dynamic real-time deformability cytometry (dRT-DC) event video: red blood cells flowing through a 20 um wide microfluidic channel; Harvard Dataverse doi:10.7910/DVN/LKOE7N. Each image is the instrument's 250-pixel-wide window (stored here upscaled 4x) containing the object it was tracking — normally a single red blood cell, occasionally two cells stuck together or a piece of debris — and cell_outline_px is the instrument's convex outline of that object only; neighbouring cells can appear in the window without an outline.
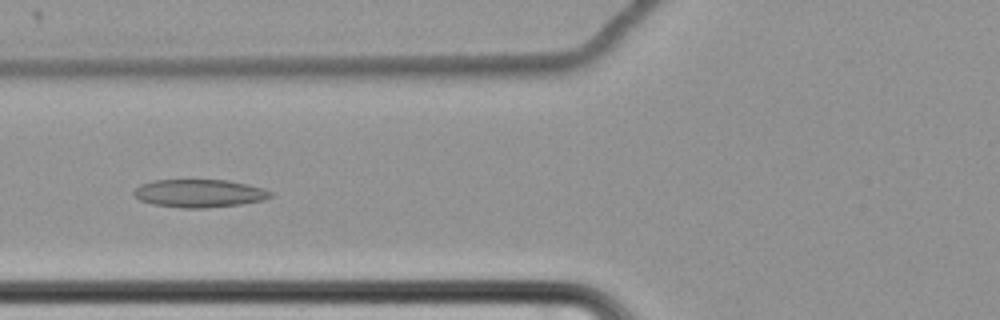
{"species": "common noctule bat (a hibernating species)", "species_latin": "Nyctalus noctula", "temperature_condition": "cold", "stored_images_in_passage": 61, "camera_frame_rate_fps": 3000, "um_per_image_px": 0.085, "animal": {"sex": "female", "body_mass_g": 22.7, "forearm_length_mm": 54.2}, "frame": {"image": 1, "passage_image": 25, "time_ms": 8.0, "image_size_px": [1000, 320], "cell_outline_px": [[272, 196], [264, 200], [240, 204], [204, 208], [184, 208], [152, 204], [140, 200], [132, 192], [140, 184], [152, 180], [228, 180], [248, 184], [264, 188], [272, 192]], "centroid_in_image_um": [16.95, 16.43], "position_along_channel_um": 108.9, "area_um2": 22.31}}
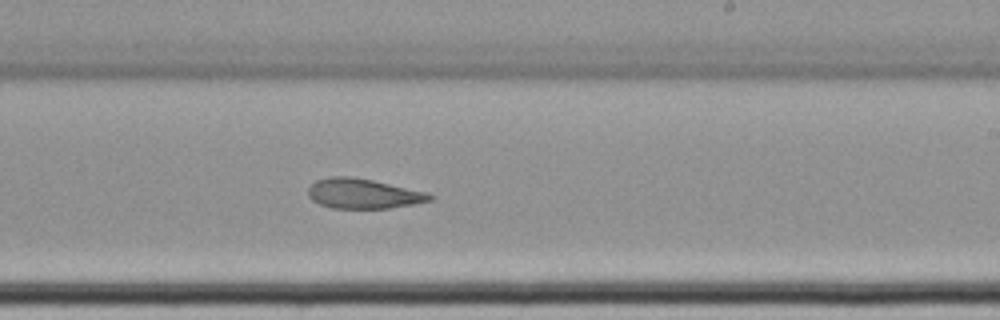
{"frame": {"image": 2, "passage_image": 38, "time_ms": 12.333, "image_size_px": [1000, 320], "cell_outline_px": [[436, 196], [432, 200], [392, 208], [332, 208], [320, 204], [312, 200], [308, 196], [308, 188], [316, 180], [328, 176], [348, 176], [372, 180], [428, 192]], "centroid_in_image_um": [30.88, 16.45], "position_along_channel_um": 258.1, "area_um2": 21.27}}
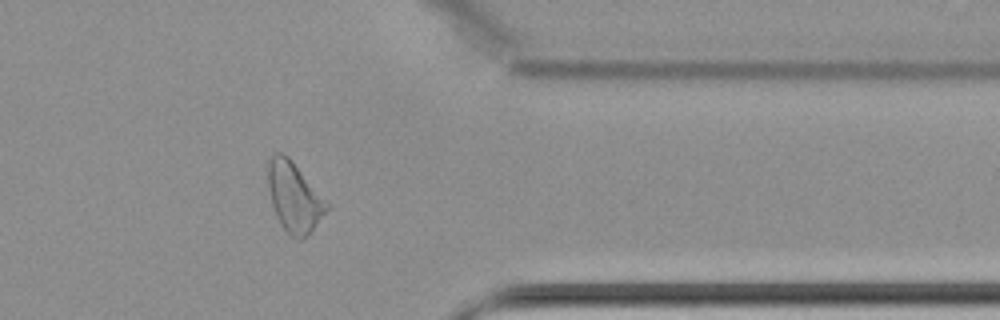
{"frame": {"image": 3, "passage_image": 50, "time_ms": 16.333, "image_size_px": [1000, 320], "cell_outline_px": [[332, 204], [312, 228], [300, 240], [292, 236], [280, 224], [276, 216], [272, 204], [268, 184], [268, 160], [276, 152], [284, 152], [292, 160]], "centroid_in_image_um": [25.02, 16.69], "position_along_channel_um": 386.4, "area_um2": 23.81}, "authors_computed_cell_mechanics": {"area_um2": 25.143, "velocity_mm_per_s": 3.4452, "shape_relaxation_time_tau1_ms": null, "shape_relaxation_time_tau2_ms": 6.5375, "deformation_change_tau1": null, "deformation_change_tau2": 0.1059}}